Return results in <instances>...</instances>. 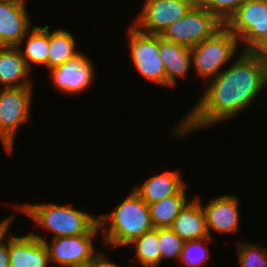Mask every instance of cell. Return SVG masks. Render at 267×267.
<instances>
[{
	"label": "cell",
	"mask_w": 267,
	"mask_h": 267,
	"mask_svg": "<svg viewBox=\"0 0 267 267\" xmlns=\"http://www.w3.org/2000/svg\"><path fill=\"white\" fill-rule=\"evenodd\" d=\"M98 230H100L99 224L88 234L52 238L50 244L41 235L31 234L45 242L51 263H57V267H75L87 265L98 253L92 243V240L97 237Z\"/></svg>",
	"instance_id": "8"
},
{
	"label": "cell",
	"mask_w": 267,
	"mask_h": 267,
	"mask_svg": "<svg viewBox=\"0 0 267 267\" xmlns=\"http://www.w3.org/2000/svg\"><path fill=\"white\" fill-rule=\"evenodd\" d=\"M32 91V86L0 88V140L9 154L13 151L17 130L30 120Z\"/></svg>",
	"instance_id": "6"
},
{
	"label": "cell",
	"mask_w": 267,
	"mask_h": 267,
	"mask_svg": "<svg viewBox=\"0 0 267 267\" xmlns=\"http://www.w3.org/2000/svg\"><path fill=\"white\" fill-rule=\"evenodd\" d=\"M207 84L195 107L174 127V135L187 136L248 108L267 85V69L250 51L242 50L231 66Z\"/></svg>",
	"instance_id": "1"
},
{
	"label": "cell",
	"mask_w": 267,
	"mask_h": 267,
	"mask_svg": "<svg viewBox=\"0 0 267 267\" xmlns=\"http://www.w3.org/2000/svg\"><path fill=\"white\" fill-rule=\"evenodd\" d=\"M15 215H10L9 217L5 218L0 222V236L8 229L10 228V223H12V219Z\"/></svg>",
	"instance_id": "30"
},
{
	"label": "cell",
	"mask_w": 267,
	"mask_h": 267,
	"mask_svg": "<svg viewBox=\"0 0 267 267\" xmlns=\"http://www.w3.org/2000/svg\"><path fill=\"white\" fill-rule=\"evenodd\" d=\"M186 185L176 194L149 204L154 228H170L184 206L188 203Z\"/></svg>",
	"instance_id": "20"
},
{
	"label": "cell",
	"mask_w": 267,
	"mask_h": 267,
	"mask_svg": "<svg viewBox=\"0 0 267 267\" xmlns=\"http://www.w3.org/2000/svg\"><path fill=\"white\" fill-rule=\"evenodd\" d=\"M196 3V0H145L132 25L144 33L161 35L168 26L185 16Z\"/></svg>",
	"instance_id": "10"
},
{
	"label": "cell",
	"mask_w": 267,
	"mask_h": 267,
	"mask_svg": "<svg viewBox=\"0 0 267 267\" xmlns=\"http://www.w3.org/2000/svg\"><path fill=\"white\" fill-rule=\"evenodd\" d=\"M98 224L104 231L102 244L112 247L128 246L136 238L154 229L149 205L132 189V192L110 214L100 215ZM108 220L110 222H108ZM109 224L101 228L103 224Z\"/></svg>",
	"instance_id": "2"
},
{
	"label": "cell",
	"mask_w": 267,
	"mask_h": 267,
	"mask_svg": "<svg viewBox=\"0 0 267 267\" xmlns=\"http://www.w3.org/2000/svg\"><path fill=\"white\" fill-rule=\"evenodd\" d=\"M170 229L185 242L210 237L199 198L192 199L184 206Z\"/></svg>",
	"instance_id": "15"
},
{
	"label": "cell",
	"mask_w": 267,
	"mask_h": 267,
	"mask_svg": "<svg viewBox=\"0 0 267 267\" xmlns=\"http://www.w3.org/2000/svg\"><path fill=\"white\" fill-rule=\"evenodd\" d=\"M8 229L0 236V267H10L9 262V239L7 238Z\"/></svg>",
	"instance_id": "28"
},
{
	"label": "cell",
	"mask_w": 267,
	"mask_h": 267,
	"mask_svg": "<svg viewBox=\"0 0 267 267\" xmlns=\"http://www.w3.org/2000/svg\"><path fill=\"white\" fill-rule=\"evenodd\" d=\"M18 209L26 213L42 229L53 232V238L88 234L98 218L82 209L56 204H24Z\"/></svg>",
	"instance_id": "3"
},
{
	"label": "cell",
	"mask_w": 267,
	"mask_h": 267,
	"mask_svg": "<svg viewBox=\"0 0 267 267\" xmlns=\"http://www.w3.org/2000/svg\"><path fill=\"white\" fill-rule=\"evenodd\" d=\"M25 59L20 49L12 46H0V87L18 88L32 86Z\"/></svg>",
	"instance_id": "17"
},
{
	"label": "cell",
	"mask_w": 267,
	"mask_h": 267,
	"mask_svg": "<svg viewBox=\"0 0 267 267\" xmlns=\"http://www.w3.org/2000/svg\"><path fill=\"white\" fill-rule=\"evenodd\" d=\"M132 249H135V258L132 262L140 263L144 267H159L161 264V255L159 250V228L144 233L129 243Z\"/></svg>",
	"instance_id": "22"
},
{
	"label": "cell",
	"mask_w": 267,
	"mask_h": 267,
	"mask_svg": "<svg viewBox=\"0 0 267 267\" xmlns=\"http://www.w3.org/2000/svg\"><path fill=\"white\" fill-rule=\"evenodd\" d=\"M250 52L265 66L267 69V36L258 42Z\"/></svg>",
	"instance_id": "27"
},
{
	"label": "cell",
	"mask_w": 267,
	"mask_h": 267,
	"mask_svg": "<svg viewBox=\"0 0 267 267\" xmlns=\"http://www.w3.org/2000/svg\"><path fill=\"white\" fill-rule=\"evenodd\" d=\"M87 267H119L109 261L104 253H97L92 260L86 265Z\"/></svg>",
	"instance_id": "29"
},
{
	"label": "cell",
	"mask_w": 267,
	"mask_h": 267,
	"mask_svg": "<svg viewBox=\"0 0 267 267\" xmlns=\"http://www.w3.org/2000/svg\"><path fill=\"white\" fill-rule=\"evenodd\" d=\"M185 241L170 228H159V250L163 258L180 259Z\"/></svg>",
	"instance_id": "24"
},
{
	"label": "cell",
	"mask_w": 267,
	"mask_h": 267,
	"mask_svg": "<svg viewBox=\"0 0 267 267\" xmlns=\"http://www.w3.org/2000/svg\"><path fill=\"white\" fill-rule=\"evenodd\" d=\"M24 0H0V46H21L30 30Z\"/></svg>",
	"instance_id": "12"
},
{
	"label": "cell",
	"mask_w": 267,
	"mask_h": 267,
	"mask_svg": "<svg viewBox=\"0 0 267 267\" xmlns=\"http://www.w3.org/2000/svg\"><path fill=\"white\" fill-rule=\"evenodd\" d=\"M238 38L224 26L213 37L191 48V65L205 81L218 76L222 67L238 53Z\"/></svg>",
	"instance_id": "4"
},
{
	"label": "cell",
	"mask_w": 267,
	"mask_h": 267,
	"mask_svg": "<svg viewBox=\"0 0 267 267\" xmlns=\"http://www.w3.org/2000/svg\"><path fill=\"white\" fill-rule=\"evenodd\" d=\"M225 26L250 51L267 36V0H245Z\"/></svg>",
	"instance_id": "7"
},
{
	"label": "cell",
	"mask_w": 267,
	"mask_h": 267,
	"mask_svg": "<svg viewBox=\"0 0 267 267\" xmlns=\"http://www.w3.org/2000/svg\"><path fill=\"white\" fill-rule=\"evenodd\" d=\"M31 31V32H30ZM29 33L31 35L27 39L25 45V50L23 51L20 46H17L20 49L22 57L25 59V62L28 68L31 70L32 65H43L47 68V58H48V25L44 27L34 26L31 28ZM31 63V64H30Z\"/></svg>",
	"instance_id": "21"
},
{
	"label": "cell",
	"mask_w": 267,
	"mask_h": 267,
	"mask_svg": "<svg viewBox=\"0 0 267 267\" xmlns=\"http://www.w3.org/2000/svg\"><path fill=\"white\" fill-rule=\"evenodd\" d=\"M55 87L62 93L79 94L94 80L95 68L90 59L80 53L74 59L50 69Z\"/></svg>",
	"instance_id": "11"
},
{
	"label": "cell",
	"mask_w": 267,
	"mask_h": 267,
	"mask_svg": "<svg viewBox=\"0 0 267 267\" xmlns=\"http://www.w3.org/2000/svg\"><path fill=\"white\" fill-rule=\"evenodd\" d=\"M245 0H196L197 4L216 15L224 24Z\"/></svg>",
	"instance_id": "25"
},
{
	"label": "cell",
	"mask_w": 267,
	"mask_h": 267,
	"mask_svg": "<svg viewBox=\"0 0 267 267\" xmlns=\"http://www.w3.org/2000/svg\"><path fill=\"white\" fill-rule=\"evenodd\" d=\"M212 238L207 237L198 240L186 241L180 255L181 262L188 267H197L209 259V248L206 245Z\"/></svg>",
	"instance_id": "23"
},
{
	"label": "cell",
	"mask_w": 267,
	"mask_h": 267,
	"mask_svg": "<svg viewBox=\"0 0 267 267\" xmlns=\"http://www.w3.org/2000/svg\"><path fill=\"white\" fill-rule=\"evenodd\" d=\"M129 46L133 65L146 79L166 86L165 66L159 55V35L128 29Z\"/></svg>",
	"instance_id": "9"
},
{
	"label": "cell",
	"mask_w": 267,
	"mask_h": 267,
	"mask_svg": "<svg viewBox=\"0 0 267 267\" xmlns=\"http://www.w3.org/2000/svg\"><path fill=\"white\" fill-rule=\"evenodd\" d=\"M10 267H47L49 252L45 242L31 233L9 237Z\"/></svg>",
	"instance_id": "14"
},
{
	"label": "cell",
	"mask_w": 267,
	"mask_h": 267,
	"mask_svg": "<svg viewBox=\"0 0 267 267\" xmlns=\"http://www.w3.org/2000/svg\"><path fill=\"white\" fill-rule=\"evenodd\" d=\"M159 55L166 72V86L176 85L177 78H185L191 66V48L167 41L159 35Z\"/></svg>",
	"instance_id": "16"
},
{
	"label": "cell",
	"mask_w": 267,
	"mask_h": 267,
	"mask_svg": "<svg viewBox=\"0 0 267 267\" xmlns=\"http://www.w3.org/2000/svg\"><path fill=\"white\" fill-rule=\"evenodd\" d=\"M186 183L178 170L149 177L141 185L134 186V191L149 205L166 197L176 195Z\"/></svg>",
	"instance_id": "18"
},
{
	"label": "cell",
	"mask_w": 267,
	"mask_h": 267,
	"mask_svg": "<svg viewBox=\"0 0 267 267\" xmlns=\"http://www.w3.org/2000/svg\"><path fill=\"white\" fill-rule=\"evenodd\" d=\"M225 24L197 3L188 13L168 26L160 35L163 39L192 48L213 37Z\"/></svg>",
	"instance_id": "5"
},
{
	"label": "cell",
	"mask_w": 267,
	"mask_h": 267,
	"mask_svg": "<svg viewBox=\"0 0 267 267\" xmlns=\"http://www.w3.org/2000/svg\"><path fill=\"white\" fill-rule=\"evenodd\" d=\"M239 202L234 195L216 197L202 208L205 213L207 230L217 233H236L239 229Z\"/></svg>",
	"instance_id": "13"
},
{
	"label": "cell",
	"mask_w": 267,
	"mask_h": 267,
	"mask_svg": "<svg viewBox=\"0 0 267 267\" xmlns=\"http://www.w3.org/2000/svg\"><path fill=\"white\" fill-rule=\"evenodd\" d=\"M48 26V58L47 69H52L74 59L81 52L76 51L73 35L64 29L49 32Z\"/></svg>",
	"instance_id": "19"
},
{
	"label": "cell",
	"mask_w": 267,
	"mask_h": 267,
	"mask_svg": "<svg viewBox=\"0 0 267 267\" xmlns=\"http://www.w3.org/2000/svg\"><path fill=\"white\" fill-rule=\"evenodd\" d=\"M241 267H267V252L255 244H238Z\"/></svg>",
	"instance_id": "26"
}]
</instances>
